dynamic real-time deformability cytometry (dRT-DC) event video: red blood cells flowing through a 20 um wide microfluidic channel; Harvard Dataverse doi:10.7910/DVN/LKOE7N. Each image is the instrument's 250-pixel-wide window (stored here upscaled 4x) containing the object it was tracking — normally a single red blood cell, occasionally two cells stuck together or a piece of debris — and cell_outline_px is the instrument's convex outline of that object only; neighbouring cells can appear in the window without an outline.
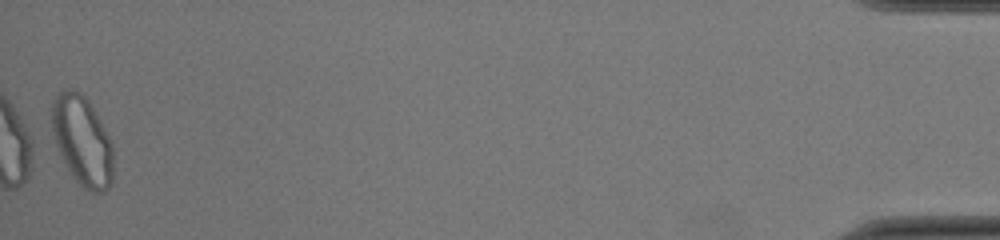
{"species": "common noctule bat (a hibernating species)", "species_latin": "Nyctalus noctula", "temperature_condition": "cold", "stored_images_in_passage": 49, "camera_frame_rate_fps": 3000, "um_per_image_px": 0.085, "animal": {"sex": "female", "body_mass_g": 22.0, "forearm_length_mm": 56.7}, "frame": {"image": 1, "passage_image": 49, "time_ms": 16.0, "image_size_px": [1000, 240], "cell_outline_px": [[112, 180], [108, 188], [104, 192], [92, 192], [84, 188], [76, 180], [68, 168], [56, 144], [52, 128], [52, 100], [56, 92], [64, 88], [72, 88], [80, 92], [88, 100], [112, 140]], "centroid_in_image_um": [6.99, 11.91], "position_along_channel_um": 428.2, "area_um2": 31.96}, "authors_computed_cell_mechanics": {"area_um2": 21.964, "velocity_mm_per_s": 3.9886, "shape_relaxation_time_tau1_ms": null, "shape_relaxation_time_tau2_ms": 1.4112, "deformation_change_tau1": null, "deformation_change_tau2": 0.0728}}